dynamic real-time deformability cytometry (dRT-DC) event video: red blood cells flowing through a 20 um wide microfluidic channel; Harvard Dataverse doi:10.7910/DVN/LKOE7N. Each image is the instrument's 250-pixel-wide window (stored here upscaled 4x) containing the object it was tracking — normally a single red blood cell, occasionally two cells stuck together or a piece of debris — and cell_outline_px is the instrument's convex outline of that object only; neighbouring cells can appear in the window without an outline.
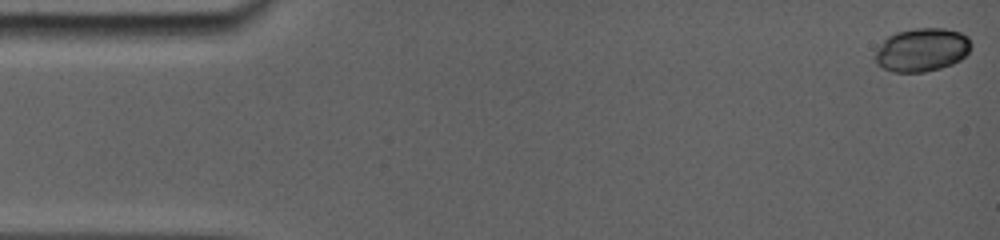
{"species": "common noctule bat (a hibernating species)", "species_latin": "Nyctalus noctula", "temperature_condition": "room temperature", "stored_images_in_passage": 24, "camera_frame_rate_fps": 5000, "um_per_image_px": 0.085, "animal": {"sex": "female", "body_mass_g": 19.0, "forearm_length_mm": 56.7}, "frame": {"image": 1, "passage_image": 1, "time_ms": 0.0, "image_size_px": [1000, 240], "cell_outline_px": [[972, 48], [960, 60], [952, 64], [940, 68], [924, 72], [892, 72], [876, 64], [876, 52], [884, 40], [888, 36], [896, 32], [916, 28], [944, 28], [960, 32], [968, 36], [972, 44]], "centroid_in_image_um": [78.39, 4.23], "position_along_channel_um": 6.6, "area_um2": 24.28}}
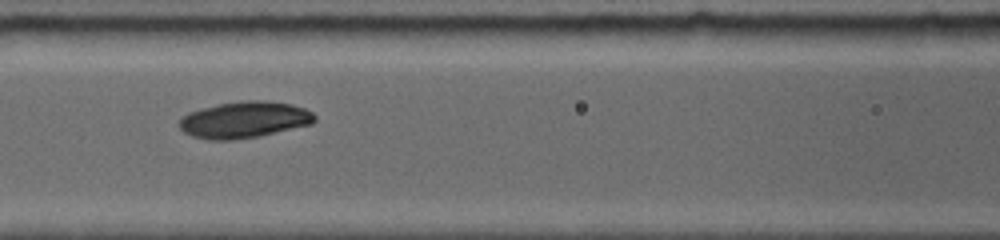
{"frame": {"image": 2, "passage_image": 14, "time_ms": 7.0, "image_size_px": [1000, 240], "cell_outline_px": [[316, 120], [312, 124], [256, 136], [224, 140], [212, 140], [192, 136], [184, 132], [180, 128], [180, 120], [188, 112], [220, 104], [240, 100], [264, 100], [292, 104], [304, 108], [312, 112], [316, 116]], "centroid_in_image_um": [20.79, 10.16], "position_along_channel_um": 145.8, "area_um2": 28.38}}
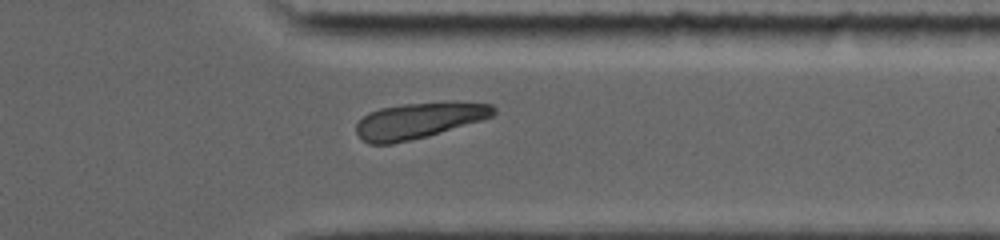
{"frame": {"image": 3, "passage_image": 24, "time_ms": 13.0, "image_size_px": [1000, 240], "cell_outline_px": [[496, 112], [492, 116], [484, 120], [428, 136], [412, 140], [392, 144], [368, 144], [356, 132], [356, 124], [368, 112], [380, 108], [404, 104], [456, 100], [492, 104], [496, 108]], "centroid_in_image_um": [35.67, 10.22], "position_along_channel_um": 375.7, "area_um2": 29.25}}